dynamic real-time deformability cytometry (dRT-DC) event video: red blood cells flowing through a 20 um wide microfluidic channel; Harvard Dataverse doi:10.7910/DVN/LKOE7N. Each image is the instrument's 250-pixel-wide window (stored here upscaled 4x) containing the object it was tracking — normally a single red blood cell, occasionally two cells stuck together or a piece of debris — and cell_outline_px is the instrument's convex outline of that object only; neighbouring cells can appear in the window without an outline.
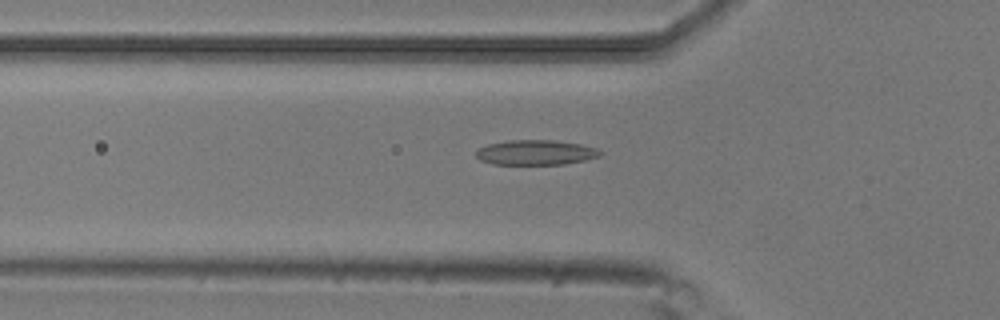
{"species": "common noctule bat (a hibernating species)", "species_latin": "Nyctalus noctula", "temperature_condition": "room temperature", "stored_images_in_passage": 43, "camera_frame_rate_fps": 3000, "um_per_image_px": 0.085, "animal": {"sex": "male", "body_mass_g": 20.5, "forearm_length_mm": 52.5}, "frame": {"image": 1, "passage_image": 12, "time_ms": 3.667, "image_size_px": [1000, 320], "cell_outline_px": [[604, 152], [600, 156], [584, 160], [564, 164], [492, 164], [480, 160], [476, 156], [476, 152], [480, 148], [488, 144], [508, 140], [556, 140], [580, 144], [596, 148]], "centroid_in_image_um": [45.55, 12.95], "position_along_channel_um": 80.2, "area_um2": 18.03}}
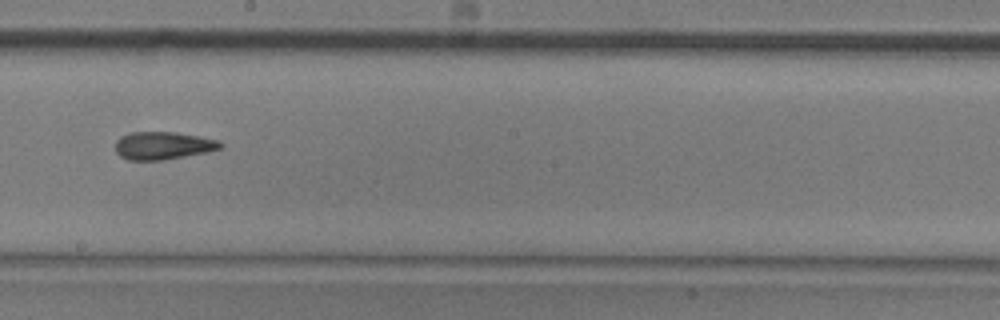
{"frame": {"image": 2, "passage_image": 24, "time_ms": 7.667, "image_size_px": [1000, 320], "cell_outline_px": [[224, 144], [220, 148], [208, 152], [164, 160], [128, 160], [120, 156], [116, 152], [116, 140], [120, 136], [132, 132], [176, 132], [200, 136], [220, 140]], "centroid_in_image_um": [13.88, 12.37], "position_along_channel_um": 234.3, "area_um2": 17.17}}
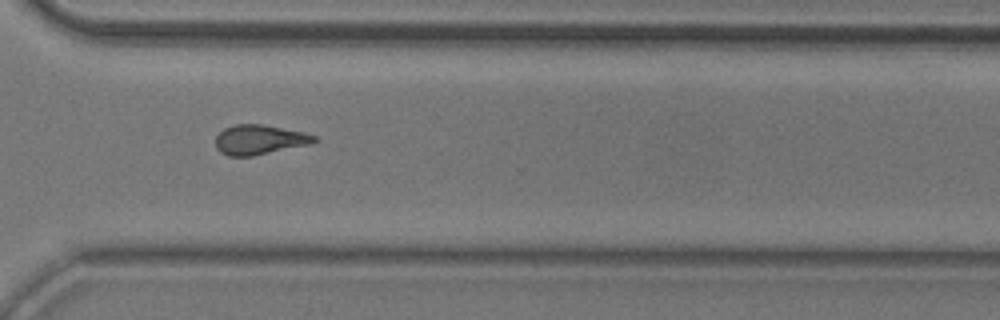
{"frame": {"image": 3, "passage_image": 33, "time_ms": 10.667, "image_size_px": [1000, 320], "cell_outline_px": [[320, 140], [312, 144], [252, 156], [228, 156], [220, 152], [216, 148], [216, 136], [224, 128], [236, 124], [260, 124], [304, 132], [316, 136]], "centroid_in_image_um": [22.08, 11.88], "position_along_channel_um": 348.5, "area_um2": 17.17}, "authors_computed_cell_mechanics": {"area_um2": 16.9932, "velocity_mm_per_s": 3.8216, "shape_relaxation_time_tau1_ms": 11.1709, "shape_relaxation_time_tau2_ms": 2.7107, "deformation_change_tau1": 0.2223, "deformation_change_tau2": 0.1106}}